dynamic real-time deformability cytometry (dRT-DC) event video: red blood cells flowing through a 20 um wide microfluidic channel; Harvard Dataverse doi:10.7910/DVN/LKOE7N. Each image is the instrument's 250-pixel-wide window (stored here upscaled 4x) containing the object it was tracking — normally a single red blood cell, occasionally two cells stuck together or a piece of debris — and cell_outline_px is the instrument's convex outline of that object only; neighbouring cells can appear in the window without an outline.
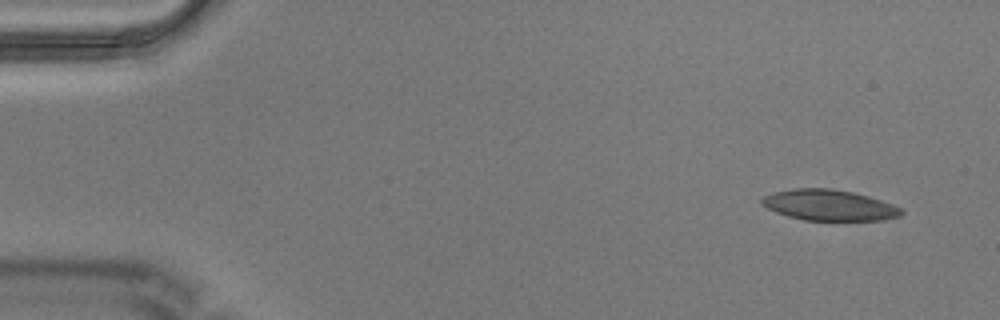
{"species": "Egyptian fruit bat (a non-hibernating species)", "species_latin": "Rousettus aegyptiacus", "temperature_condition": "warm", "stored_images_in_passage": 10, "camera_frame_rate_fps": 3000, "um_per_image_px": 0.085, "animal": {"sex": "male"}, "frame": {"image": 1, "passage_image": 1, "time_ms": 0.0, "image_size_px": [1000, 320], "cell_outline_px": [[904, 212], [900, 216], [880, 220], [804, 220], [788, 216], [776, 212], [760, 204], [760, 200], [764, 196], [776, 192], [792, 188], [832, 188], [852, 192], [868, 196], [904, 208]], "centroid_in_image_um": [70.48, 17.43], "position_along_channel_um": 14.5, "area_um2": 25.03}}
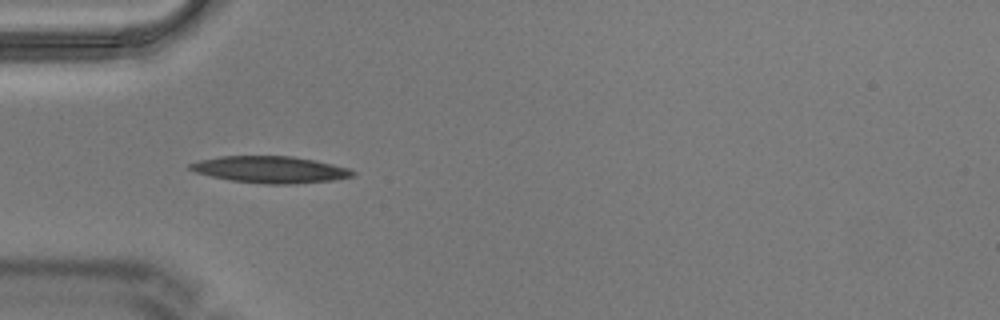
{"frame": {"image": 2, "passage_image": 4, "time_ms": 1.0, "image_size_px": [1000, 320], "cell_outline_px": [[356, 172], [352, 176], [332, 180], [296, 184], [264, 184], [232, 180], [212, 176], [196, 172], [188, 168], [188, 164], [200, 160], [220, 156], [292, 156], [316, 160], [348, 168]], "centroid_in_image_um": [22.98, 14.41], "position_along_channel_um": 62.0, "area_um2": 25.2}}